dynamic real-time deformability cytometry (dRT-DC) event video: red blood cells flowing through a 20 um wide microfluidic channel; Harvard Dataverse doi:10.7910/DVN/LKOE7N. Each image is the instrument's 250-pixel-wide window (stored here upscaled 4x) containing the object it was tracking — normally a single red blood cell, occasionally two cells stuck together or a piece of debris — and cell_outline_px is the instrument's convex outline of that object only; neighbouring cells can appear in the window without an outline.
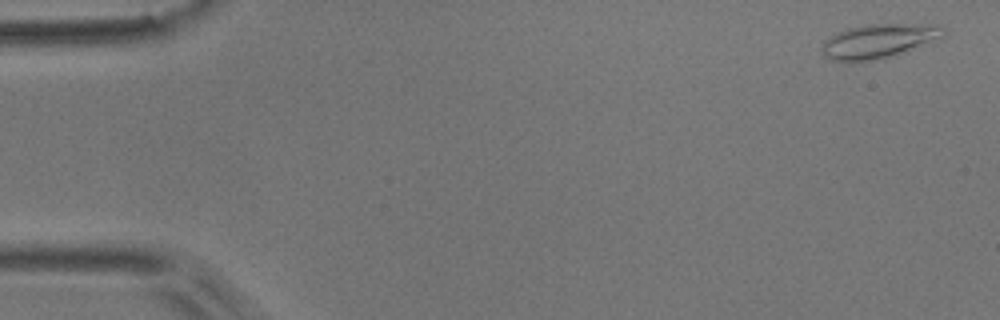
{"species": "common noctule bat (a hibernating species)", "species_latin": "Nyctalus noctula", "temperature_condition": "room temperature", "stored_images_in_passage": 4, "camera_frame_rate_fps": 3000, "um_per_image_px": 0.085, "animal": {"sex": "male", "body_mass_g": 17.9}, "frame": {"image": 1, "passage_image": 1, "time_ms": 0.0, "image_size_px": [1000, 320], "cell_outline_px": [[948, 32], [944, 36], [888, 56], [872, 60], [832, 60], [824, 56], [820, 52], [820, 48], [824, 40], [828, 36], [836, 32], [848, 28], [868, 24], [900, 24], [944, 28]], "centroid_in_image_um": [74.53, 3.48], "position_along_channel_um": 10.5, "area_um2": 23.18}}